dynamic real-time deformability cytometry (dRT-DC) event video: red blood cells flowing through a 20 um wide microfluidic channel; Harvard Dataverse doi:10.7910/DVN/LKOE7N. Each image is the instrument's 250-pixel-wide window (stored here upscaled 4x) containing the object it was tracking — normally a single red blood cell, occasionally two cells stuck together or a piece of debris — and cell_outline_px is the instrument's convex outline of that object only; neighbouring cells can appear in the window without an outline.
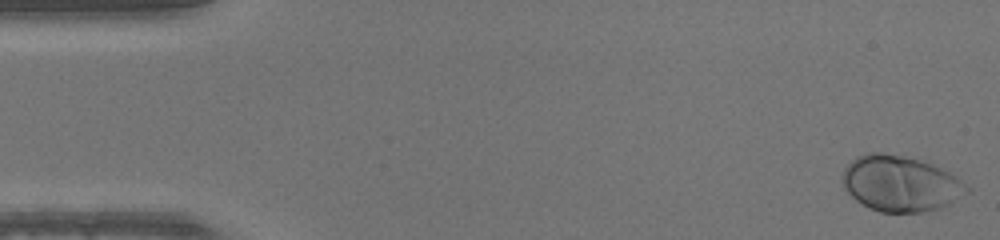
{"species": "human", "species_latin": "Homo sapiens", "temperature_condition": "warm", "stored_images_in_passage": 49, "camera_frame_rate_fps": 3000, "um_per_image_px": 0.085, "donor": {"sex": "male"}, "frame": {"image": 1, "passage_image": 1, "time_ms": 0.0, "image_size_px": [1000, 240], "cell_outline_px": [[972, 188], [968, 192], [948, 204], [940, 208], [924, 212], [880, 212], [856, 200], [844, 188], [840, 180], [844, 168], [856, 156], [864, 152], [880, 152], [904, 156], [920, 160], [932, 164], [956, 176]], "centroid_in_image_um": [76.52, 15.59], "position_along_channel_um": 8.5, "area_um2": 40.46}}
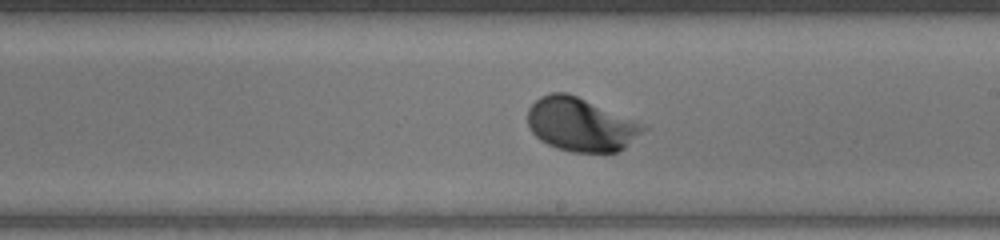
{"frame": {"image": 2, "passage_image": 28, "time_ms": 9.0, "image_size_px": [1000, 240], "cell_outline_px": [[648, 128], [624, 148], [616, 152], [572, 152], [556, 148], [540, 140], [532, 132], [528, 124], [528, 108], [540, 96], [552, 92], [568, 92], [636, 120]], "centroid_in_image_um": [49.36, 10.58], "position_along_channel_um": 239.6, "area_um2": 36.01}}
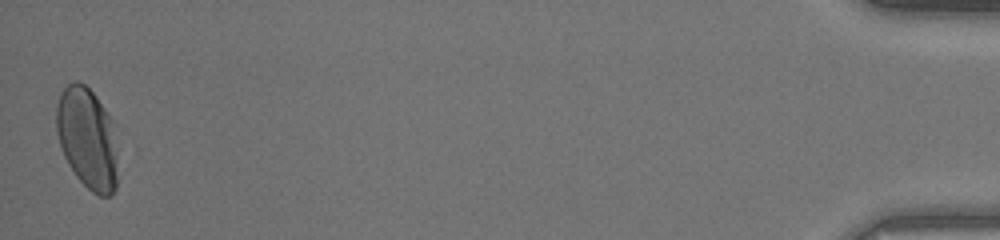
{"frame": {"image": 3, "passage_image": 49, "time_ms": 16.0, "image_size_px": [1000, 240], "cell_outline_px": [[116, 188], [108, 196], [100, 196], [92, 192], [76, 176], [68, 164], [64, 156], [56, 132], [56, 104], [60, 92], [72, 80], [76, 80], [84, 84], [96, 96], [112, 120], [116, 156]], "centroid_in_image_um": [7.39, 11.73], "position_along_channel_um": 427.8, "area_um2": 36.07}}